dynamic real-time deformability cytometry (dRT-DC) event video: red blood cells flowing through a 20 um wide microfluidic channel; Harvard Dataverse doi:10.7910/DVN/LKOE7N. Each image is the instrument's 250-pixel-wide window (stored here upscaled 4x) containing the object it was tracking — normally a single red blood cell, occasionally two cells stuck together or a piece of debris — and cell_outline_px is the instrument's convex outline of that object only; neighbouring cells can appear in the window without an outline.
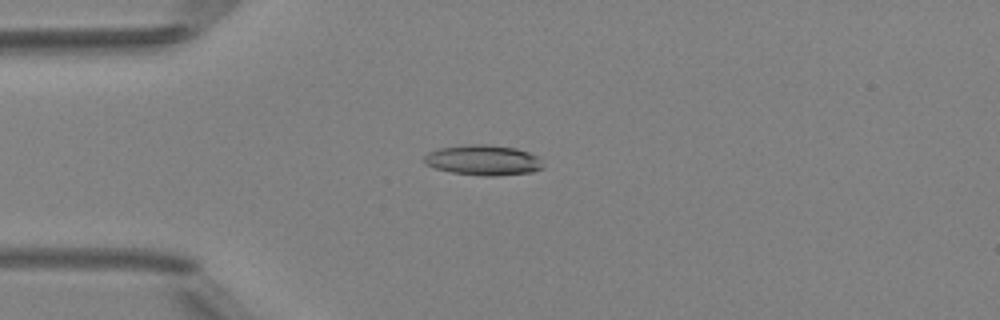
{"species": "Egyptian fruit bat (a non-hibernating species)", "species_latin": "Rousettus aegyptiacus", "temperature_condition": "room temperature", "stored_images_in_passage": 2, "camera_frame_rate_fps": 3000, "um_per_image_px": 0.085, "animal": {"sex": "female"}, "frame": {"image": 1, "passage_image": 1, "time_ms": 0.0, "image_size_px": [1000, 320], "cell_outline_px": [[544, 168], [532, 172], [496, 176], [488, 176], [452, 172], [436, 168], [424, 164], [424, 156], [428, 152], [440, 148], [472, 144], [484, 144], [516, 148], [528, 152], [536, 156], [544, 164]], "centroid_in_image_um": [41.09, 13.61], "position_along_channel_um": 43.9, "area_um2": 20.87}}
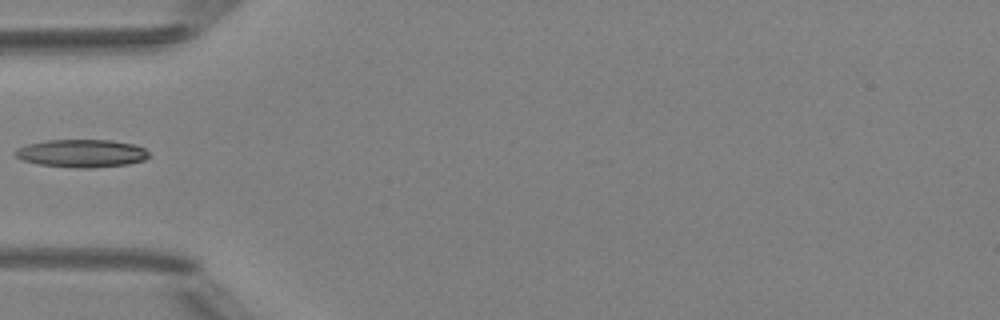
{"frame": {"image": 2, "passage_image": 2, "time_ms": 1.333, "image_size_px": [1000, 320], "cell_outline_px": [[148, 156], [144, 160], [128, 164], [92, 168], [76, 168], [40, 164], [24, 160], [16, 156], [12, 152], [16, 148], [28, 144], [48, 140], [112, 140], [132, 144], [144, 148], [148, 152]], "centroid_in_image_um": [6.93, 13.03], "position_along_channel_um": 78.1, "area_um2": 21.62}}